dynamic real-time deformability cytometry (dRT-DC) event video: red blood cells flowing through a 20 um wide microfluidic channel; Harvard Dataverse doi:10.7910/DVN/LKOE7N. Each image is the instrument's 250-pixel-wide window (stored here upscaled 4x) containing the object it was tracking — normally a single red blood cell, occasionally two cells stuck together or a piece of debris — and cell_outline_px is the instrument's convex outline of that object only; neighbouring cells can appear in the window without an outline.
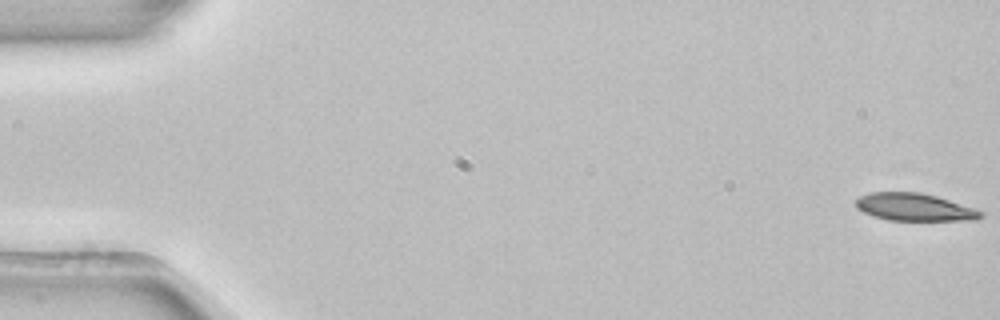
{"species": "common noctule bat (a hibernating species)", "species_latin": "Nyctalus noctula", "temperature_condition": "room temperature", "stored_images_in_passage": 53, "camera_frame_rate_fps": 3000, "um_per_image_px": 0.085, "animal": {"sex": "female", "body_mass_g": 22.7, "forearm_length_mm": 54.2}, "frame": {"image": 1, "passage_image": 1, "time_ms": 0.0, "image_size_px": [1000, 320], "cell_outline_px": [[984, 216], [976, 220], [888, 220], [872, 216], [856, 208], [856, 200], [860, 196], [868, 192], [920, 192], [936, 196], [976, 208], [984, 212]], "centroid_in_image_um": [77.75, 17.6], "position_along_channel_um": 7.3, "area_um2": 20.17}}
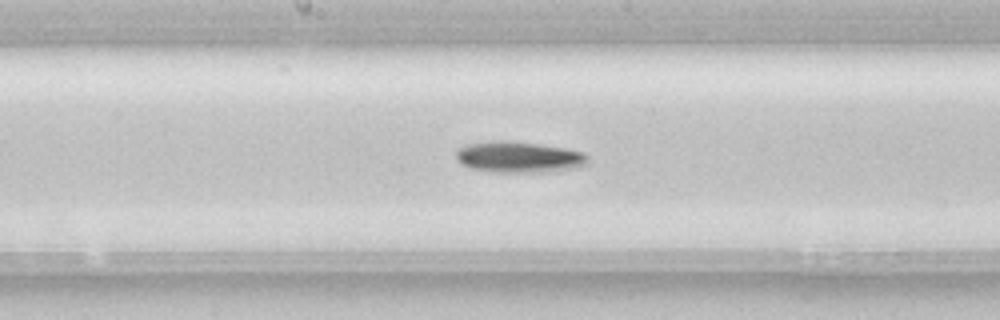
{"frame": {"image": 2, "passage_image": 28, "time_ms": 9.0, "image_size_px": [1000, 320], "cell_outline_px": [[588, 164], [580, 168], [556, 172], [496, 172], [472, 168], [460, 164], [456, 160], [456, 148], [468, 144], [496, 140], [504, 140], [536, 144], [564, 148], [584, 152], [588, 156]], "centroid_in_image_um": [44.14, 13.37], "position_along_channel_um": 204.1, "area_um2": 24.22}}
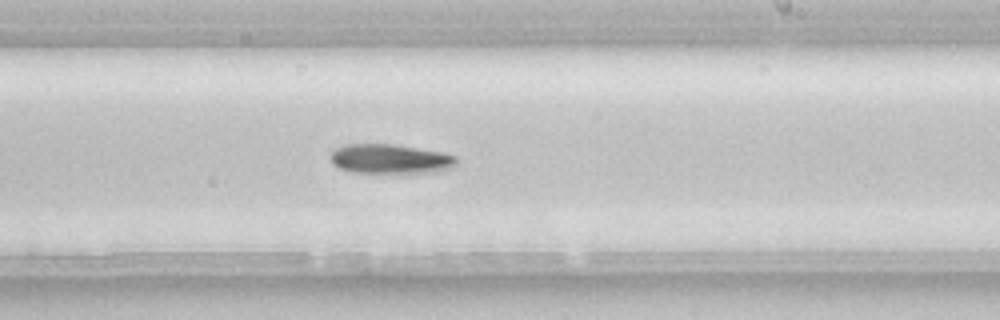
{"frame": {"image": 3, "passage_image": 32, "time_ms": 10.333, "image_size_px": [1000, 320], "cell_outline_px": [[456, 164], [452, 168], [436, 172], [352, 172], [340, 168], [332, 164], [332, 152], [336, 148], [344, 144], [392, 144], [444, 152], [456, 156]], "centroid_in_image_um": [33.19, 13.5], "position_along_channel_um": 255.8, "area_um2": 21.5}, "authors_computed_cell_mechanics": {"area_um2": 21.2704, "velocity_mm_per_s": 3.911, "shape_relaxation_time_tau1_ms": 4.6409, "shape_relaxation_time_tau2_ms": null, "deformation_change_tau1": 0.1316, "deformation_change_tau2": null}}